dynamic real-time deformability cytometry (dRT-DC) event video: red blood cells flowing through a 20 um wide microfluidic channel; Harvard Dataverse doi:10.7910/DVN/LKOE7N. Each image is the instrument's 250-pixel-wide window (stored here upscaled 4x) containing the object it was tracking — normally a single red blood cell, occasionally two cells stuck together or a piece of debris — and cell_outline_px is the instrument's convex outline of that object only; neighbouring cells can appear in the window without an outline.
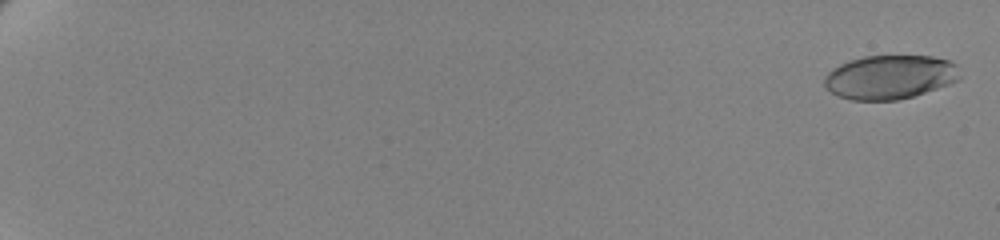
{"species": "human", "species_latin": "Homo sapiens", "temperature_condition": "cold", "stored_images_in_passage": 63, "camera_frame_rate_fps": 3000, "um_per_image_px": 0.085, "donor": {"sex": "female"}, "frame": {"image": 1, "passage_image": 2, "time_ms": 0.333, "image_size_px": [1000, 240], "cell_outline_px": [[960, 80], [912, 96], [896, 100], [852, 100], [840, 96], [832, 92], [824, 84], [824, 76], [832, 68], [848, 60], [864, 56], [932, 56], [948, 60], [956, 64], [960, 76]], "centroid_in_image_um": [75.63, 6.54], "position_along_channel_um": 9.4, "area_um2": 34.56}}
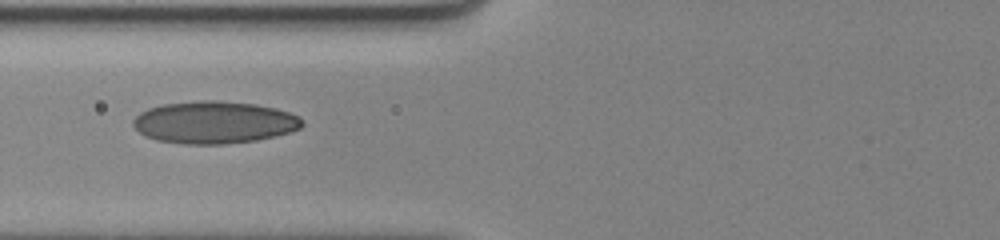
{"frame": {"image": 2, "passage_image": 30, "time_ms": 9.667, "image_size_px": [1000, 240], "cell_outline_px": [[304, 124], [300, 128], [276, 136], [256, 140], [224, 144], [184, 144], [156, 140], [144, 136], [132, 124], [132, 120], [140, 112], [148, 108], [164, 104], [200, 100], [216, 100], [256, 104], [276, 108], [300, 116]], "centroid_in_image_um": [18.2, 10.4], "position_along_channel_um": 107.6, "area_um2": 41.79}}
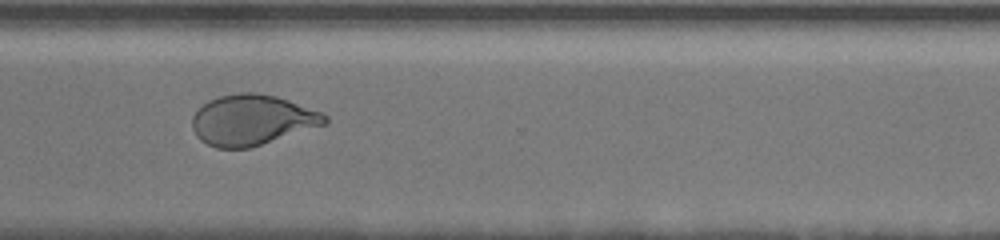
{"frame": {"image": 3, "passage_image": 51, "time_ms": 16.667, "image_size_px": [1000, 240], "cell_outline_px": [[328, 124], [248, 148], [216, 148], [200, 140], [196, 136], [192, 128], [192, 116], [208, 100], [220, 96], [240, 92], [256, 92], [276, 96], [288, 100], [320, 112], [328, 116]], "centroid_in_image_um": [21.42, 10.2], "position_along_channel_um": 349.2, "area_um2": 38.9}, "authors_computed_cell_mechanics": {"area_um2": 38.2058, "velocity_mm_per_s": 3.4571, "shape_relaxation_time_tau1_ms": 6.5647, "shape_relaxation_time_tau2_ms": 1.0143, "deformation_change_tau1": 0.1805, "deformation_change_tau2": 0.0629}}